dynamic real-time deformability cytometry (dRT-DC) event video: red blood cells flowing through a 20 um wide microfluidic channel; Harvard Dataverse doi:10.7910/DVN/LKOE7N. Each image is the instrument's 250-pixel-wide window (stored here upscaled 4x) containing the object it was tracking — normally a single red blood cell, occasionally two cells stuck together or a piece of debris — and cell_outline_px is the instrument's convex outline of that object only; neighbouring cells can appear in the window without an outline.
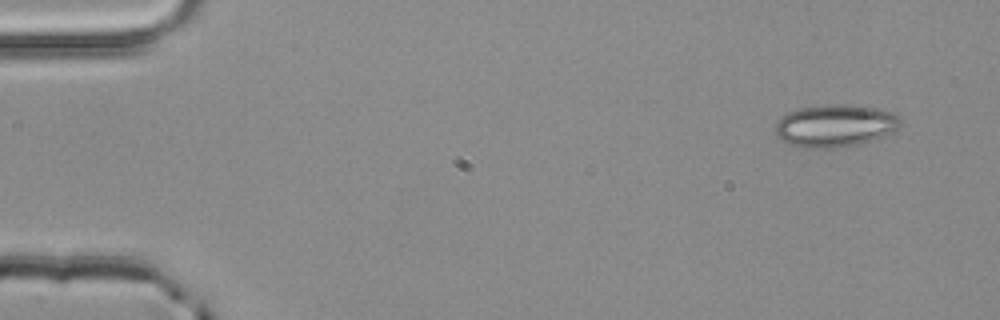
{"species": "common noctule bat (a hibernating species)", "species_latin": "Nyctalus noctula", "temperature_condition": "room temperature", "stored_images_in_passage": 3, "camera_frame_rate_fps": 3000, "um_per_image_px": 0.085, "animal": {"sex": "male", "body_mass_g": 20.4}, "frame": {"image": 1, "passage_image": 1, "time_ms": 0.0, "image_size_px": [1000, 320], "cell_outline_px": [[900, 124], [892, 132], [884, 136], [872, 140], [856, 144], [832, 148], [804, 148], [788, 144], [776, 136], [776, 120], [780, 116], [788, 112], [800, 108], [832, 104], [836, 104], [876, 108], [892, 112], [900, 116]], "centroid_in_image_um": [70.94, 10.69], "position_along_channel_um": 14.1, "area_um2": 30.81}}